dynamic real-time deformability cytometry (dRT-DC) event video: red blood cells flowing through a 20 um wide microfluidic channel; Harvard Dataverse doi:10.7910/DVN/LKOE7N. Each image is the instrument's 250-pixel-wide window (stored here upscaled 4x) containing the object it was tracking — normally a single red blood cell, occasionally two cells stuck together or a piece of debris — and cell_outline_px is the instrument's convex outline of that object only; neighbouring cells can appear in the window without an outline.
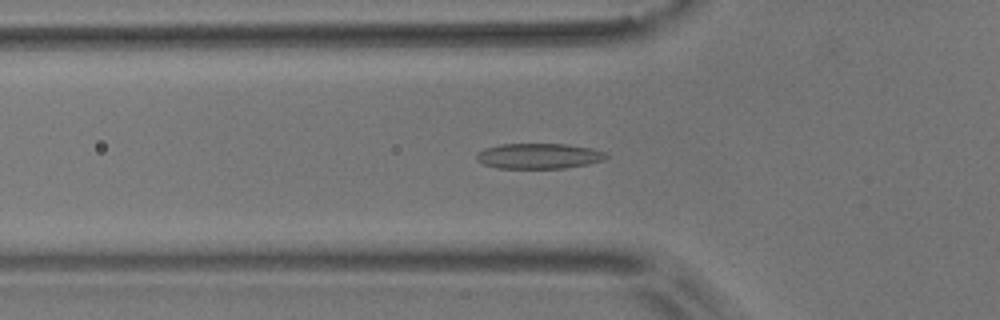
{"species": "common noctule bat (a hibernating species)", "species_latin": "Nyctalus noctula", "temperature_condition": "room temperature", "stored_images_in_passage": 48, "camera_frame_rate_fps": 3000, "um_per_image_px": 0.085, "animal": {"sex": "male", "body_mass_g": 17.9}, "frame": {"image": 1, "passage_image": 11, "time_ms": 3.333, "image_size_px": [1000, 320], "cell_outline_px": [[608, 156], [604, 160], [588, 164], [564, 168], [496, 168], [484, 164], [476, 160], [476, 152], [484, 148], [500, 144], [568, 144], [592, 148], [604, 152]], "centroid_in_image_um": [45.77, 13.26], "position_along_channel_um": 80.0, "area_um2": 19.31}}
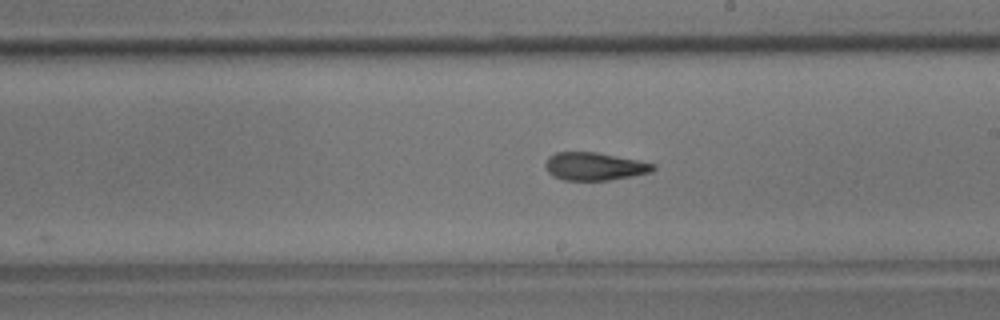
{"frame": {"image": 2, "passage_image": 24, "time_ms": 7.667, "image_size_px": [1000, 320], "cell_outline_px": [[656, 168], [652, 172], [632, 176], [608, 180], [564, 180], [552, 176], [548, 172], [544, 164], [548, 156], [556, 152], [596, 152], [656, 164]], "centroid_in_image_um": [50.51, 14.14], "position_along_channel_um": 238.5, "area_um2": 17.51}}
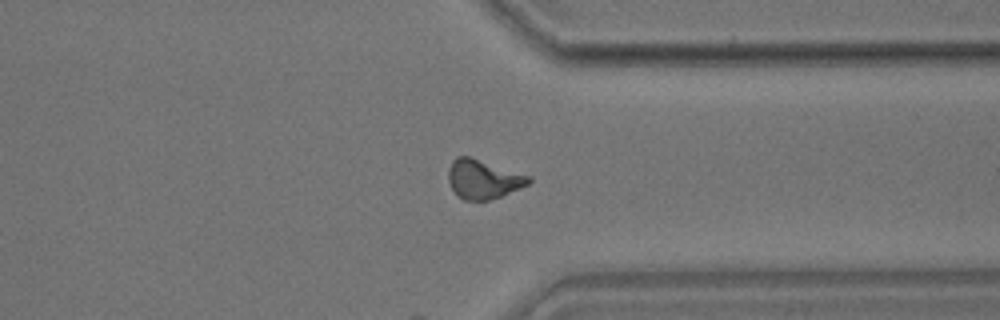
{"frame": {"image": 3, "passage_image": 35, "time_ms": 11.333, "image_size_px": [1000, 320], "cell_outline_px": [[532, 180], [528, 184], [520, 188], [500, 196], [488, 200], [464, 200], [456, 196], [448, 180], [448, 168], [452, 160], [456, 156], [468, 156], [532, 176]], "centroid_in_image_um": [41.06, 15.22], "position_along_channel_um": 370.3, "area_um2": 18.32}, "authors_computed_cell_mechanics": {"area_um2": 17.7157, "velocity_mm_per_s": 3.6404, "shape_relaxation_time_tau1_ms": 7.3699, "shape_relaxation_time_tau2_ms": 2.647, "deformation_change_tau1": 0.1792, "deformation_change_tau2": 0.1095}}